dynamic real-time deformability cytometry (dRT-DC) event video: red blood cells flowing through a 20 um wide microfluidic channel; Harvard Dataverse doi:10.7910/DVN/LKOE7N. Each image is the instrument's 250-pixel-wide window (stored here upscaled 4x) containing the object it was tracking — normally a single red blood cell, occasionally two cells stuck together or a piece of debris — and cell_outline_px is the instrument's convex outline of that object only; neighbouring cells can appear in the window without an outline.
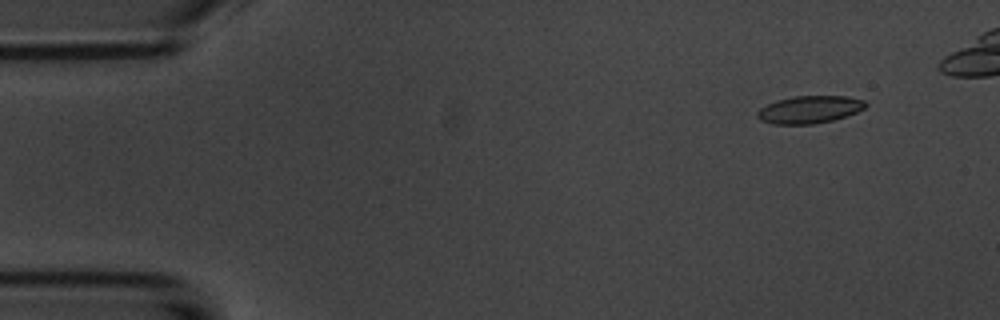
{"species": "common noctule bat (a hibernating species)", "species_latin": "Nyctalus noctula", "temperature_condition": "room temperature", "stored_images_in_passage": 5, "camera_frame_rate_fps": 3000, "um_per_image_px": 0.085, "animal": {"sex": "male", "body_mass_g": 20.1, "forearm_length_mm": 53.5}, "frame": {"image": 1, "passage_image": 2, "time_ms": 1.333, "image_size_px": [1000, 320], "cell_outline_px": [[868, 104], [864, 108], [856, 112], [832, 120], [812, 124], [772, 124], [760, 120], [756, 116], [756, 112], [760, 108], [776, 100], [792, 96], [848, 96], [864, 100]], "centroid_in_image_um": [68.78, 9.3], "position_along_channel_um": 16.2, "area_um2": 17.34}}